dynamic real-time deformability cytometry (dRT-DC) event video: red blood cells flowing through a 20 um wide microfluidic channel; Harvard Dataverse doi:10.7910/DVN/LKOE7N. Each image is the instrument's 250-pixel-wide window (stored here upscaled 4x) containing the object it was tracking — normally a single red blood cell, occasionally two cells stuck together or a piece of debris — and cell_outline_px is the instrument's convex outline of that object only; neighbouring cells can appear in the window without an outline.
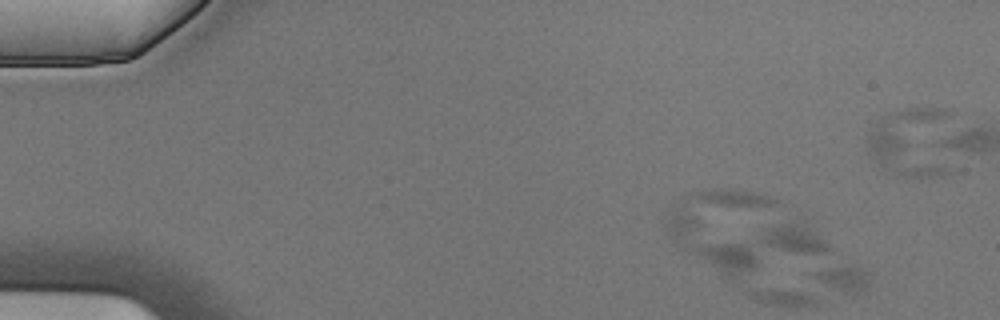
{"species": "Egyptian fruit bat (a non-hibernating species)", "species_latin": "Rousettus aegyptiacus", "temperature_condition": "cold", "stored_images_in_passage": 8, "camera_frame_rate_fps": 3000, "um_per_image_px": 0.085, "animal": {"sex": "male"}, "frame": {"image": 1, "passage_image": 1, "time_ms": 0.0, "image_size_px": [1000, 320], "cell_outline_px": [[952, 172], [940, 176], [904, 176], [884, 168], [868, 152], [868, 132], [880, 116], [912, 108], [944, 108], [952, 112]], "centroid_in_image_um": [77.67, 12.06], "position_along_channel_um": 7.3, "area_um2": 36.24}}